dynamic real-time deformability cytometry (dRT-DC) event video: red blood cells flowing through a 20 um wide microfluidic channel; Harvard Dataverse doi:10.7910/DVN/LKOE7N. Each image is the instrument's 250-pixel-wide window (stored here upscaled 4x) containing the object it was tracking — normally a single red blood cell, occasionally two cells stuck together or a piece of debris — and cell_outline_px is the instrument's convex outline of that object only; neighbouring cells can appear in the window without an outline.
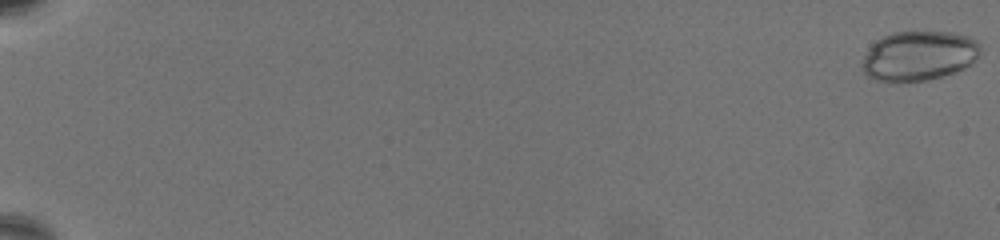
{"species": "common noctule bat (a hibernating species)", "species_latin": "Nyctalus noctula", "temperature_condition": "warm", "stored_images_in_passage": 68, "camera_frame_rate_fps": 3000, "um_per_image_px": 0.085, "animal": {"sex": "female", "body_mass_g": 19.5, "forearm_length_mm": 54.1}, "frame": {"image": 1, "passage_image": 1, "time_ms": 0.0, "image_size_px": [1000, 240], "cell_outline_px": [[980, 48], [976, 56], [964, 68], [928, 80], [876, 80], [868, 76], [864, 72], [864, 56], [872, 44], [876, 40], [892, 32], [952, 32], [968, 36], [976, 40], [980, 44]], "centroid_in_image_um": [78.1, 4.71], "position_along_channel_um": 6.9, "area_um2": 33.35}}
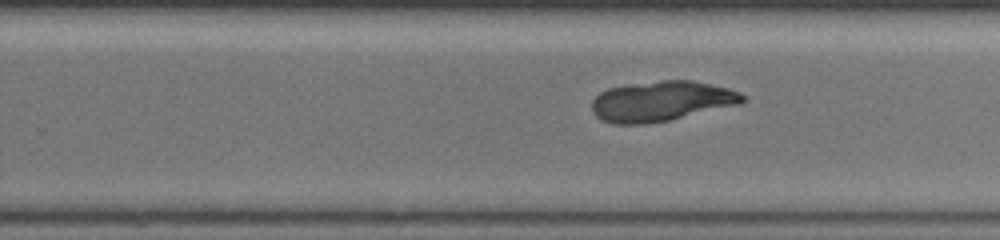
{"frame": {"image": 2, "passage_image": 47, "time_ms": 15.333, "image_size_px": [1000, 240], "cell_outline_px": [[748, 100], [740, 104], [668, 120], [644, 124], [612, 124], [596, 116], [592, 112], [592, 100], [600, 92], [608, 88], [660, 80], [692, 80], [728, 88], [740, 92]], "centroid_in_image_um": [56.23, 8.6], "position_along_channel_um": 273.6, "area_um2": 35.14}}
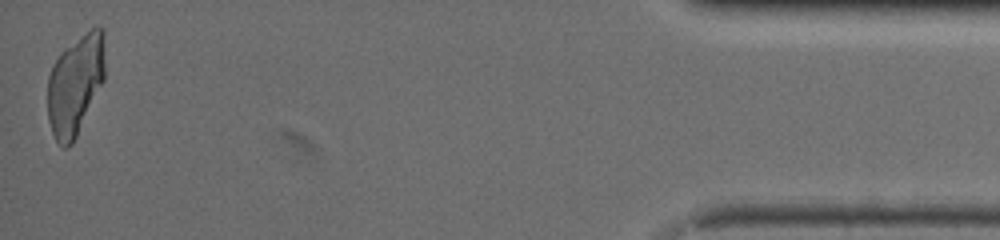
{"frame": {"image": 3, "passage_image": 68, "time_ms": 22.333, "image_size_px": [1000, 240], "cell_outline_px": [[104, 80], [72, 144], [68, 148], [60, 148], [52, 132], [48, 120], [48, 76], [60, 52], [64, 48], [96, 24], [104, 28]], "centroid_in_image_um": [6.4, 7.18], "position_along_channel_um": 428.8, "area_um2": 33.58}}